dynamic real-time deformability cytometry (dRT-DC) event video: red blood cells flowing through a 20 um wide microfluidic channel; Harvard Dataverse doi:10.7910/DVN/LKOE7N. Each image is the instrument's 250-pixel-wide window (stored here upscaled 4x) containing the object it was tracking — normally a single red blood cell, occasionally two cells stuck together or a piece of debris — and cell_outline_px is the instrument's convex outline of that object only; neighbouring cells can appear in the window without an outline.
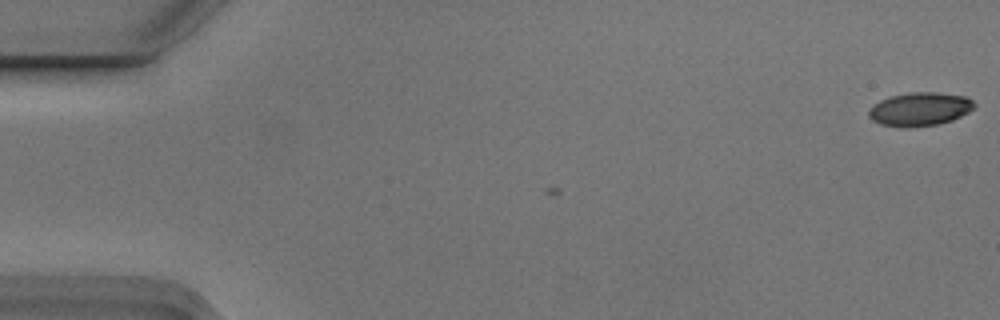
{"species": "Egyptian fruit bat (a non-hibernating species)", "species_latin": "Rousettus aegyptiacus", "temperature_condition": "cold", "stored_images_in_passage": 2, "camera_frame_rate_fps": 3000, "um_per_image_px": 0.085, "animal": {"sex": "male"}, "frame": {"image": 1, "passage_image": 2, "time_ms": 0.333, "image_size_px": [1000, 320], "cell_outline_px": [[976, 104], [968, 112], [952, 120], [936, 124], [880, 124], [872, 120], [868, 116], [868, 108], [872, 104], [888, 96], [908, 92], [936, 92], [968, 96]], "centroid_in_image_um": [78.18, 9.2], "position_along_channel_um": 6.8, "area_um2": 20.06}}